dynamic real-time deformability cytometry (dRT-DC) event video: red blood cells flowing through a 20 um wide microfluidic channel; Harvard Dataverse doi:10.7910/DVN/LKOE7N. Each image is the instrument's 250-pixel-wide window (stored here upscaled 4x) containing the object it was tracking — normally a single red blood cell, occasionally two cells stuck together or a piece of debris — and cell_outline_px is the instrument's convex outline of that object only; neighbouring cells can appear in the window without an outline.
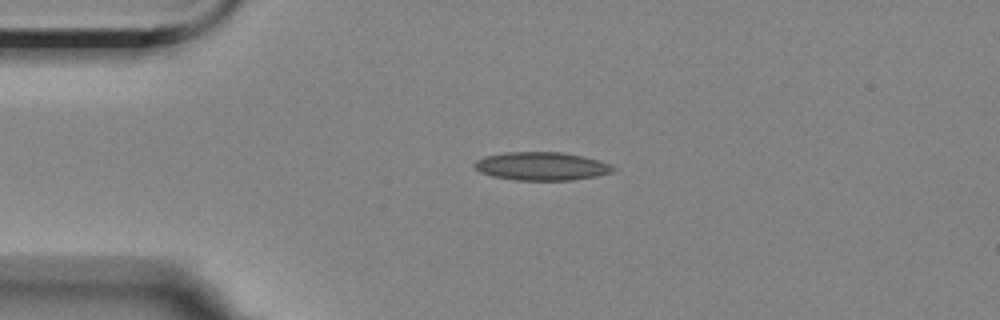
{"species": "Egyptian fruit bat (a non-hibernating species)", "species_latin": "Rousettus aegyptiacus", "temperature_condition": "room temperature", "stored_images_in_passage": 5, "camera_frame_rate_fps": 3000, "um_per_image_px": 0.085, "animal": {"sex": "female"}, "frame": {"image": 1, "passage_image": 5, "time_ms": 6.333, "image_size_px": [1000, 320], "cell_outline_px": [[616, 168], [612, 172], [596, 176], [572, 180], [516, 180], [492, 176], [480, 172], [472, 164], [476, 160], [484, 156], [504, 152], [560, 152], [584, 156], [600, 160], [612, 164]], "centroid_in_image_um": [46.04, 14.12], "position_along_channel_um": 39.0, "area_um2": 23.0}}